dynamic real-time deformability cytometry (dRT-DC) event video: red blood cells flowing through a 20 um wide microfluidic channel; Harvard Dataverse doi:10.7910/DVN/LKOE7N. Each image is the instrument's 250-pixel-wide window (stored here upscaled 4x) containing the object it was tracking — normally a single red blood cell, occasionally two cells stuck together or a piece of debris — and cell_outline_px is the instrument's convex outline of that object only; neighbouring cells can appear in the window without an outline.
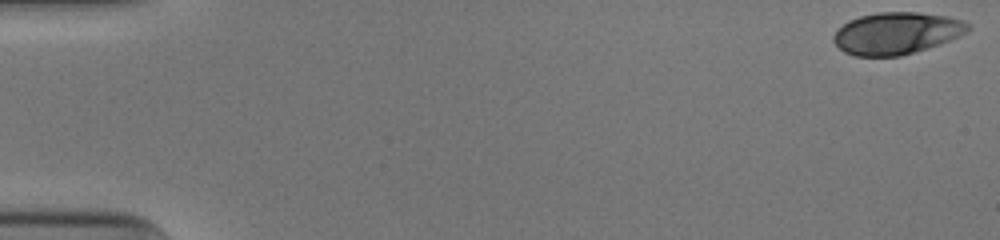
{"species": "human", "species_latin": "Homo sapiens", "temperature_condition": "cold", "stored_images_in_passage": 46, "camera_frame_rate_fps": 3000, "um_per_image_px": 0.085, "donor": {"sex": "male"}, "frame": {"image": 1, "passage_image": 1, "time_ms": 0.0, "image_size_px": [1000, 240], "cell_outline_px": [[972, 28], [968, 32], [960, 36], [940, 44], [900, 56], [852, 56], [844, 52], [832, 40], [832, 36], [848, 20], [860, 16], [880, 12], [920, 12], [948, 16], [964, 20]], "centroid_in_image_um": [76.23, 2.82], "position_along_channel_um": 8.8, "area_um2": 33.0}}
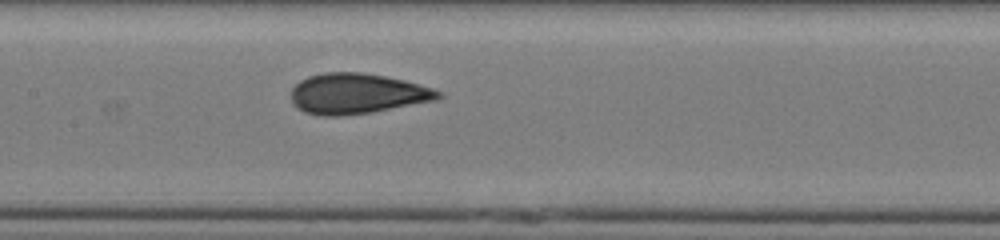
{"frame": {"image": 2, "passage_image": 26, "time_ms": 8.333, "image_size_px": [1000, 240], "cell_outline_px": [[444, 96], [436, 100], [372, 112], [340, 116], [320, 116], [304, 112], [292, 100], [292, 88], [300, 80], [308, 76], [324, 72], [360, 72], [384, 76], [404, 80], [432, 88], [444, 92]], "centroid_in_image_um": [30.38, 7.96], "position_along_channel_um": 177.0, "area_um2": 34.62}}
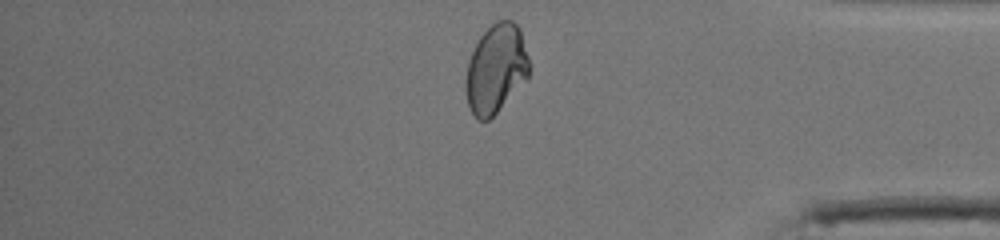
{"frame": {"image": 3, "passage_image": 44, "time_ms": 14.333, "image_size_px": [1000, 240], "cell_outline_px": [[528, 80], [488, 120], [480, 120], [472, 112], [468, 104], [464, 84], [468, 60], [480, 36], [496, 20], [512, 20], [520, 28], [528, 56]], "centroid_in_image_um": [42.15, 5.83], "position_along_channel_um": 393.0, "area_um2": 32.77}, "authors_computed_cell_mechanics": {"area_um2": 33.5529, "velocity_mm_per_s": 3.947, "shape_relaxation_time_tau1_ms": 8.7049, "shape_relaxation_time_tau2_ms": null, "deformation_change_tau1": 0.2009, "deformation_change_tau2": null}}